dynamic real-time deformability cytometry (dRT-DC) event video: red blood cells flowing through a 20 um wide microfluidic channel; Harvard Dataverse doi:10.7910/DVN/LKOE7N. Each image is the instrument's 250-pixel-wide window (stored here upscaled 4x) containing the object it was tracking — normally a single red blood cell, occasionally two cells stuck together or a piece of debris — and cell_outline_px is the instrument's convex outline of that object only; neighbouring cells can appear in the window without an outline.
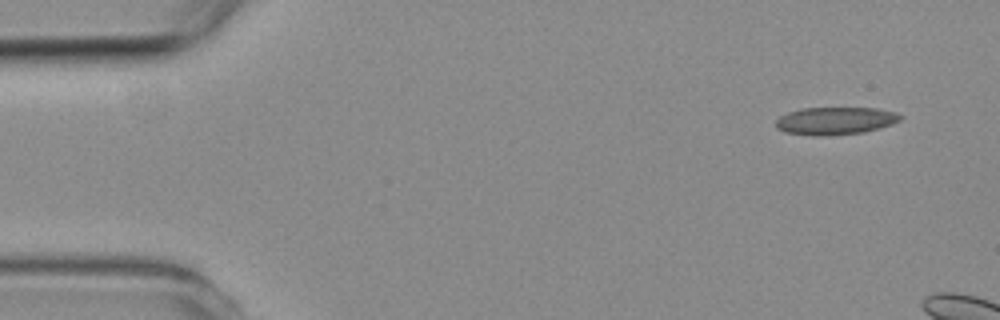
{"species": "common noctule bat (a hibernating species)", "species_latin": "Nyctalus noctula", "temperature_condition": "room temperature", "stored_images_in_passage": 1, "camera_frame_rate_fps": 3000, "um_per_image_px": 0.085, "animal": {"sex": "female", "body_mass_g": 19.3, "forearm_length_mm": 54.1}, "frame": {"image": 1, "passage_image": 1, "time_ms": 0.0, "image_size_px": [1000, 320], "cell_outline_px": [[904, 116], [900, 120], [892, 124], [880, 128], [864, 132], [824, 136], [812, 136], [784, 132], [776, 128], [776, 120], [780, 116], [788, 112], [804, 108], [876, 108], [896, 112]], "centroid_in_image_um": [71.0, 10.27], "position_along_channel_um": 14.0, "area_um2": 20.17}}